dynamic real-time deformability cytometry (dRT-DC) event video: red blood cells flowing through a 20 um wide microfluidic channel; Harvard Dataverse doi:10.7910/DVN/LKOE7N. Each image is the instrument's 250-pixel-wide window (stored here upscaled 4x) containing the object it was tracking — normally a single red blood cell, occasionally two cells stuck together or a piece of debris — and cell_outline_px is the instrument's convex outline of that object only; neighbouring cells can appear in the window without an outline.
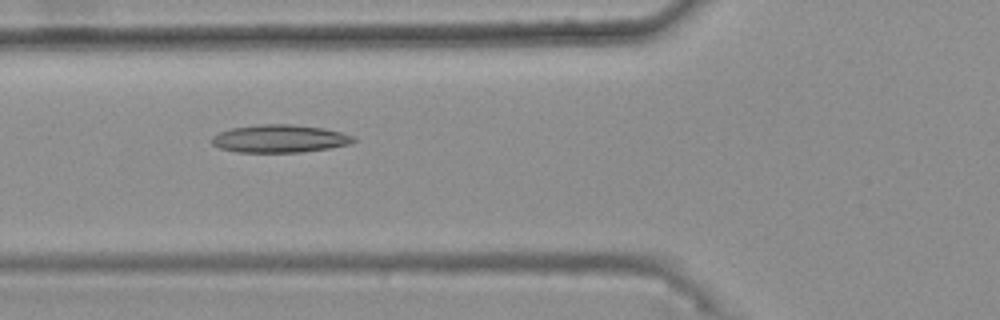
{"species": "common noctule bat (a hibernating species)", "species_latin": "Nyctalus noctula", "temperature_condition": "warm", "stored_images_in_passage": 49, "camera_frame_rate_fps": 3000, "um_per_image_px": 0.085, "animal": {"sex": "female", "body_mass_g": 25.1}, "frame": {"image": 1, "passage_image": 20, "time_ms": 6.333, "image_size_px": [1000, 320], "cell_outline_px": [[356, 140], [352, 144], [328, 148], [300, 152], [236, 152], [220, 148], [212, 144], [212, 136], [220, 132], [232, 128], [260, 124], [292, 124], [324, 128], [356, 136]], "centroid_in_image_um": [23.8, 11.78], "position_along_channel_um": 102.0, "area_um2": 23.0}}
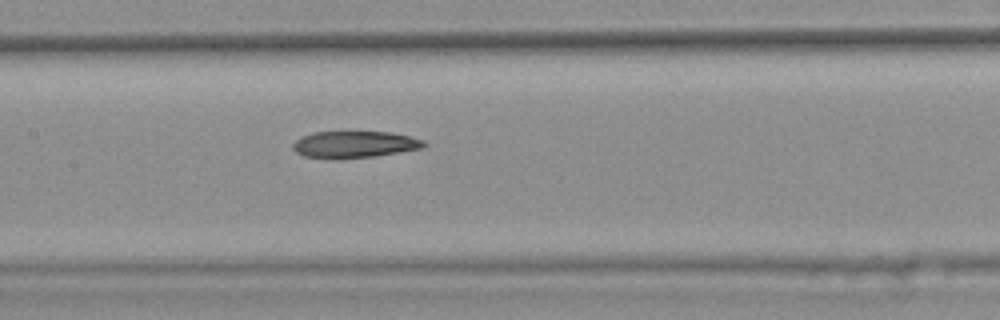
{"frame": {"image": 2, "passage_image": 26, "time_ms": 8.333, "image_size_px": [1000, 320], "cell_outline_px": [[428, 144], [424, 148], [400, 152], [372, 156], [340, 160], [304, 156], [296, 152], [292, 148], [292, 144], [300, 136], [312, 132], [392, 132], [424, 140]], "centroid_in_image_um": [30.11, 12.28], "position_along_channel_um": 177.3, "area_um2": 20.69}}
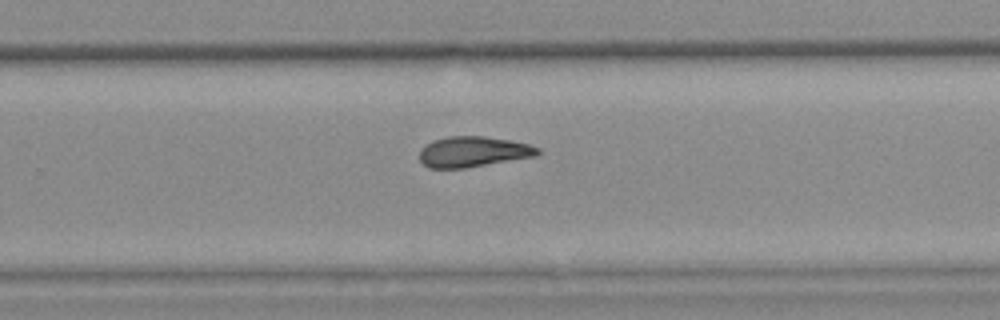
{"frame": {"image": 3, "passage_image": 35, "time_ms": 11.333, "image_size_px": [1000, 320], "cell_outline_px": [[540, 152], [536, 156], [464, 168], [428, 168], [420, 160], [420, 148], [432, 140], [448, 136], [484, 136], [512, 140], [528, 144], [540, 148]], "centroid_in_image_um": [40.21, 12.89], "position_along_channel_um": 289.6, "area_um2": 21.1}, "authors_computed_cell_mechanics": {"area_um2": 21.6172, "velocity_mm_per_s": 3.7548, "shape_relaxation_time_tau1_ms": null, "shape_relaxation_time_tau2_ms": 6.6233, "deformation_change_tau1": null, "deformation_change_tau2": 0.1415}}